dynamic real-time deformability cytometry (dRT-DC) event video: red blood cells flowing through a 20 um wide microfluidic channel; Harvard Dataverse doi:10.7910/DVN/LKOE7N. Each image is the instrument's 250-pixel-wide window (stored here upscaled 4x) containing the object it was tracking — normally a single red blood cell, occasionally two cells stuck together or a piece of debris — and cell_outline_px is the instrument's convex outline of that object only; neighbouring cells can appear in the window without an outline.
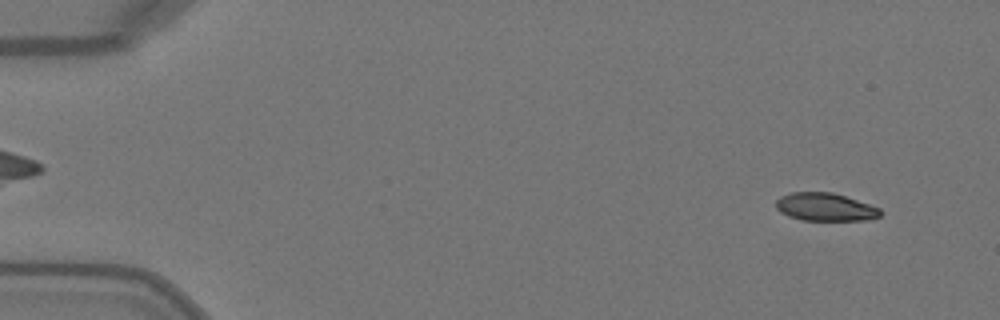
{"species": "Egyptian fruit bat (a non-hibernating species)", "species_latin": "Rousettus aegyptiacus", "temperature_condition": "warm", "stored_images_in_passage": 49, "camera_frame_rate_fps": 3000, "um_per_image_px": 0.085, "animal": {"sex": "female"}, "frame": {"image": 1, "passage_image": 3, "time_ms": 0.667, "image_size_px": [1000, 320], "cell_outline_px": [[880, 216], [868, 220], [800, 220], [788, 216], [780, 212], [776, 208], [776, 200], [780, 196], [792, 192], [832, 192], [880, 208]], "centroid_in_image_um": [70.1, 17.6], "position_along_channel_um": 14.9, "area_um2": 16.94}}
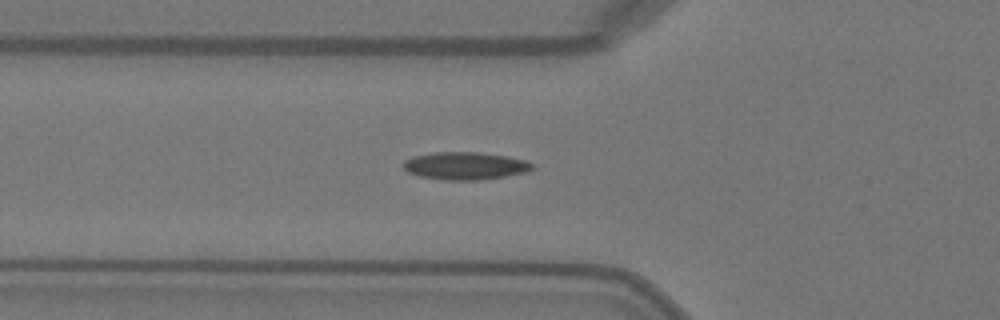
{"frame": {"image": 2, "passage_image": 17, "time_ms": 5.333, "image_size_px": [1000, 320], "cell_outline_px": [[532, 168], [528, 172], [508, 176], [480, 180], [444, 180], [420, 176], [408, 172], [400, 164], [404, 160], [412, 156], [432, 152], [480, 152], [508, 156], [524, 160], [532, 164]], "centroid_in_image_um": [39.5, 14.09], "position_along_channel_um": 86.3, "area_um2": 20.98}}
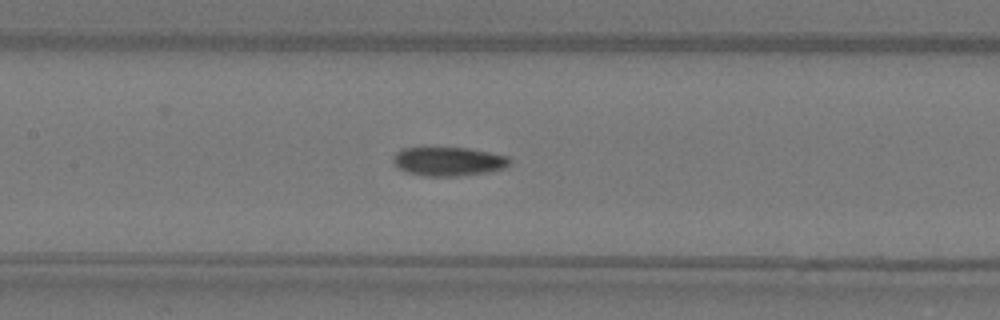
{"frame": {"image": 3, "passage_image": 23, "time_ms": 7.333, "image_size_px": [1000, 320], "cell_outline_px": [[512, 160], [504, 168], [488, 172], [456, 176], [424, 176], [408, 172], [400, 168], [392, 160], [396, 152], [404, 148], [468, 148], [508, 156]], "centroid_in_image_um": [38.14, 13.72], "position_along_channel_um": 169.3, "area_um2": 19.36}, "authors_computed_cell_mechanics": {"area_um2": 19.2474, "velocity_mm_per_s": 4.0917, "shape_relaxation_time_tau1_ms": 6.1952, "shape_relaxation_time_tau2_ms": 3.875, "deformation_change_tau1": 0.1893, "deformation_change_tau2": 0.072}}